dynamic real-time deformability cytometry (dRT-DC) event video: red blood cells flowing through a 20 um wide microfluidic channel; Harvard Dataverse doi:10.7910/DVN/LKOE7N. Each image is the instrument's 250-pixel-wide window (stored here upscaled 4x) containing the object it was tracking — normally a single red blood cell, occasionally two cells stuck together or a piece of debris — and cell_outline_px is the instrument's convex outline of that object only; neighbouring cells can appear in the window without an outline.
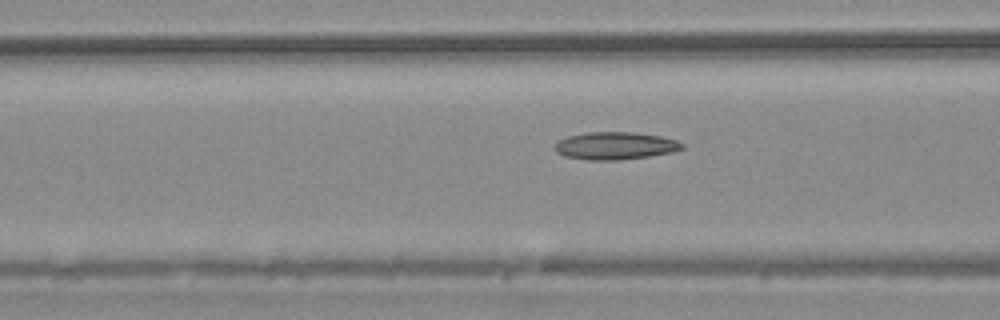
{"species": "common noctule bat (a hibernating species)", "species_latin": "Nyctalus noctula", "temperature_condition": "warm", "stored_images_in_passage": 55, "camera_frame_rate_fps": 3000, "um_per_image_px": 0.085, "animal": {"sex": "male", "body_mass_g": 20.4}, "frame": {"image": 1, "passage_image": 22, "time_ms": 7.0, "image_size_px": [1000, 320], "cell_outline_px": [[684, 148], [672, 152], [648, 156], [620, 160], [584, 160], [564, 156], [556, 152], [552, 148], [556, 140], [568, 136], [584, 132], [632, 132], [660, 136], [676, 140], [684, 144]], "centroid_in_image_um": [52.22, 12.39], "position_along_channel_um": 114.4, "area_um2": 20.69}}
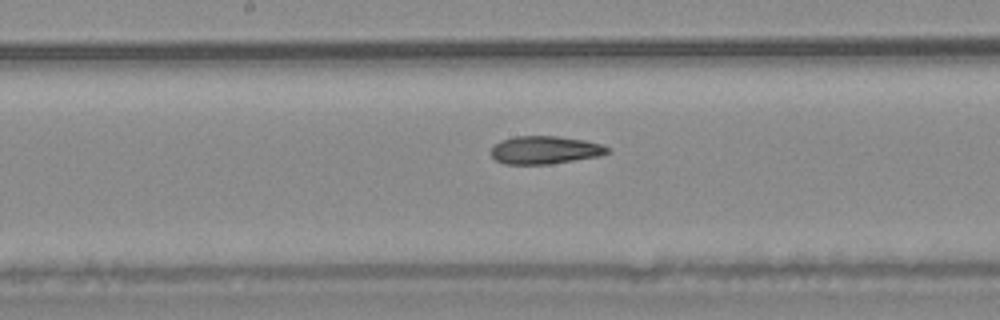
{"frame": {"image": 2, "passage_image": 29, "time_ms": 9.333, "image_size_px": [1000, 320], "cell_outline_px": [[608, 152], [600, 156], [548, 164], [504, 164], [496, 160], [492, 156], [492, 148], [500, 140], [516, 136], [556, 136], [584, 140], [604, 144], [608, 148]], "centroid_in_image_um": [46.32, 12.75], "position_along_channel_um": 201.9, "area_um2": 18.84}}
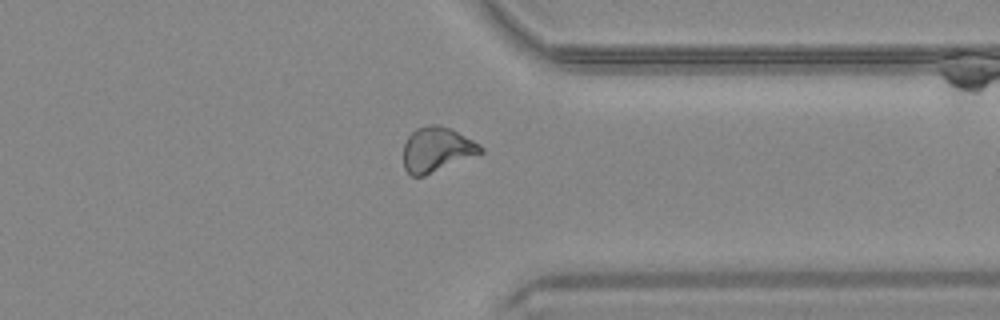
{"frame": {"image": 3, "passage_image": 43, "time_ms": 14.0, "image_size_px": [1000, 320], "cell_outline_px": [[484, 152], [424, 176], [412, 176], [404, 168], [404, 144], [408, 136], [416, 128], [428, 124], [440, 124], [452, 128], [480, 144], [484, 148]], "centroid_in_image_um": [37.14, 12.68], "position_along_channel_um": 374.3, "area_um2": 20.29}, "authors_computed_cell_mechanics": {"area_um2": 20.2878, "velocity_mm_per_s": 3.7439, "shape_relaxation_time_tau1_ms": 6.1338, "shape_relaxation_time_tau2_ms": 4.407, "deformation_change_tau1": 0.1611, "deformation_change_tau2": 0.1206}}